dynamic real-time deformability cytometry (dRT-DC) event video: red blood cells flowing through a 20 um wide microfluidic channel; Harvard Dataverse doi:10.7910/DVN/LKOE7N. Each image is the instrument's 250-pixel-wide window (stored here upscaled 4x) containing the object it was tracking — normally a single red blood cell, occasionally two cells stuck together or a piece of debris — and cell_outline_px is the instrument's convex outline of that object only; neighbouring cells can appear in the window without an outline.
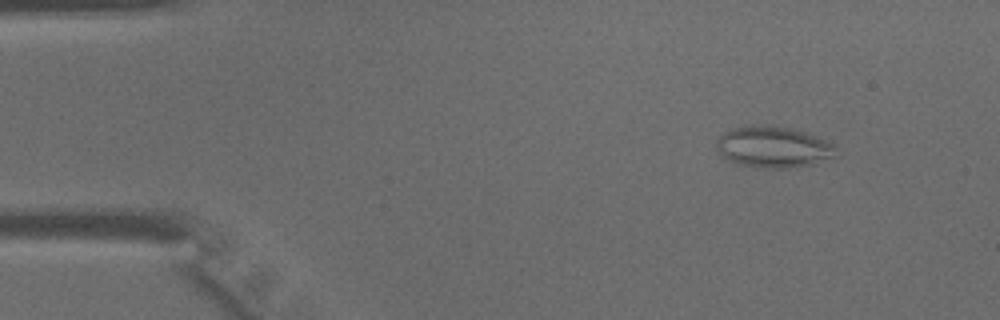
{"species": "common noctule bat (a hibernating species)", "species_latin": "Nyctalus noctula", "temperature_condition": "warm", "stored_images_in_passage": 44, "camera_frame_rate_fps": 3000, "um_per_image_px": 0.085, "animal": {"sex": "male", "body_mass_g": 15.6}, "frame": {"image": 1, "passage_image": 5, "time_ms": 1.333, "image_size_px": [1000, 320], "cell_outline_px": [[836, 156], [812, 164], [784, 168], [768, 168], [736, 164], [720, 156], [716, 148], [716, 140], [724, 132], [732, 128], [752, 124], [764, 124], [788, 128], [804, 132], [816, 136], [832, 144]], "centroid_in_image_um": [65.64, 12.49], "position_along_channel_um": 19.4, "area_um2": 28.67}}
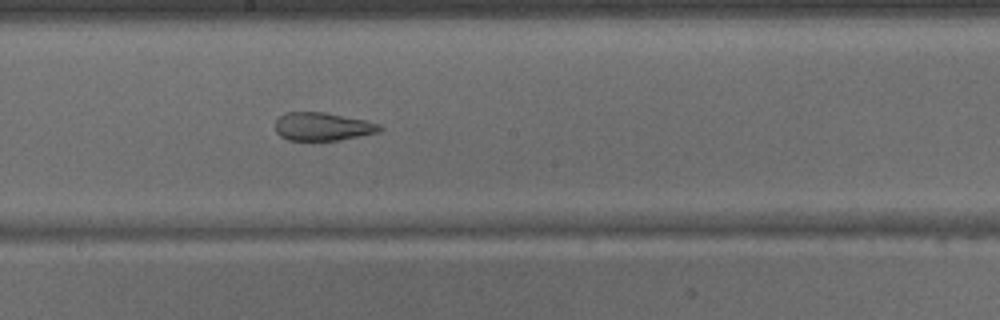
{"frame": {"image": 2, "passage_image": 24, "time_ms": 7.667, "image_size_px": [1000, 320], "cell_outline_px": [[384, 128], [380, 132], [340, 140], [288, 140], [280, 136], [276, 132], [276, 120], [280, 116], [288, 112], [324, 112], [368, 120], [380, 124]], "centroid_in_image_um": [27.47, 10.76], "position_along_channel_um": 220.7, "area_um2": 17.28}}
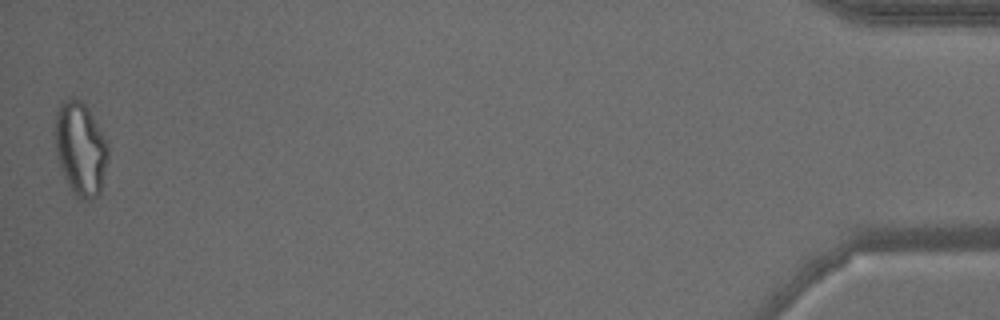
{"frame": {"image": 3, "passage_image": 44, "time_ms": 14.333, "image_size_px": [1000, 320], "cell_outline_px": [[108, 156], [100, 192], [92, 200], [80, 200], [72, 192], [60, 168], [56, 152], [52, 132], [56, 112], [60, 100], [68, 96], [72, 96], [80, 100], [88, 108], [108, 144]], "centroid_in_image_um": [6.79, 12.59], "position_along_channel_um": 428.4, "area_um2": 29.48}}